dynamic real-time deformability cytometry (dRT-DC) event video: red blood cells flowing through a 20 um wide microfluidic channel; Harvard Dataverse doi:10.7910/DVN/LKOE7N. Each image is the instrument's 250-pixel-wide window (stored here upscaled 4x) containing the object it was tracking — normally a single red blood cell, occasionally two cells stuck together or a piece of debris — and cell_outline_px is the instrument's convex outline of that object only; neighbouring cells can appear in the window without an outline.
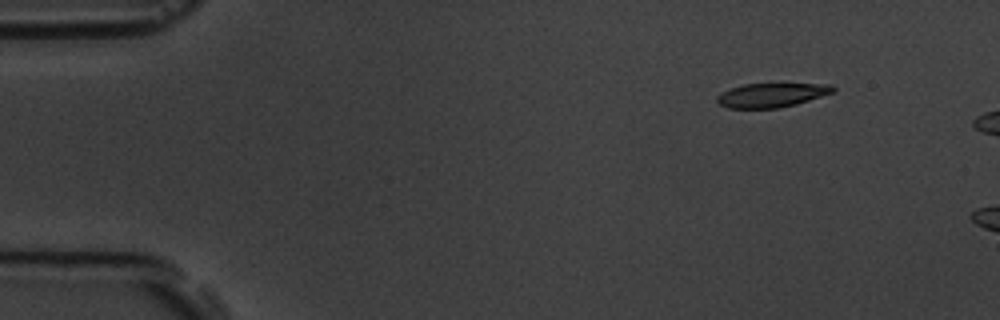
{"species": "common noctule bat (a hibernating species)", "species_latin": "Nyctalus noctula", "temperature_condition": "room temperature", "stored_images_in_passage": 3, "camera_frame_rate_fps": 3000, "um_per_image_px": 0.085, "animal": {"sex": "male", "body_mass_g": 19.5, "forearm_length_mm": 54.6}, "frame": {"image": 1, "passage_image": 1, "time_ms": 0.0, "image_size_px": [1000, 320], "cell_outline_px": [[836, 88], [832, 92], [796, 104], [776, 108], [728, 108], [720, 104], [716, 100], [716, 96], [732, 88], [744, 84], [832, 84]], "centroid_in_image_um": [65.57, 8.08], "position_along_channel_um": 19.4, "area_um2": 15.95}}